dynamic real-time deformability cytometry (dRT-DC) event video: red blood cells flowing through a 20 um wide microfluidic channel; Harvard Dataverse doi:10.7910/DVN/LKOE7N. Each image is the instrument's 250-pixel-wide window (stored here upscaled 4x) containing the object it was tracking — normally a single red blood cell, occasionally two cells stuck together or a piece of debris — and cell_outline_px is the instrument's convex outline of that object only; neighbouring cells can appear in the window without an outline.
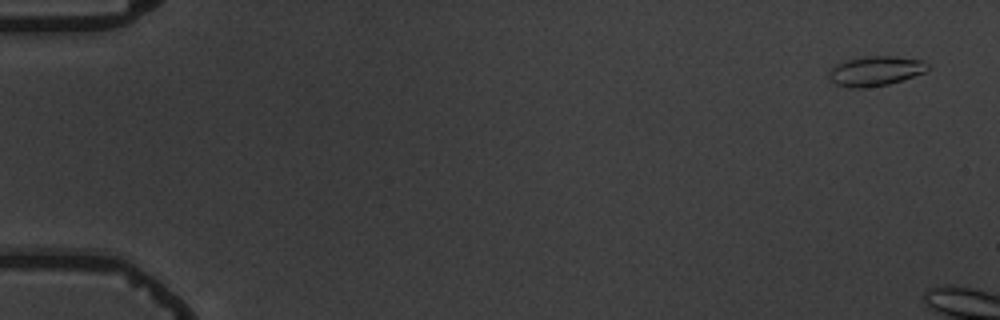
{"species": "common noctule bat (a hibernating species)", "species_latin": "Nyctalus noctula", "temperature_condition": "warm", "stored_images_in_passage": 4, "camera_frame_rate_fps": 3000, "um_per_image_px": 0.085, "animal": {"sex": "male", "body_mass_g": 19.5, "forearm_length_mm": 54.6}, "frame": {"image": 1, "passage_image": 1, "time_ms": 0.0, "image_size_px": [1000, 320], "cell_outline_px": [[932, 68], [924, 72], [888, 84], [864, 88], [852, 88], [836, 84], [828, 80], [828, 72], [836, 64], [848, 60], [864, 56], [896, 56], [924, 60]], "centroid_in_image_um": [74.41, 6.03], "position_along_channel_um": 10.6, "area_um2": 17.17}}